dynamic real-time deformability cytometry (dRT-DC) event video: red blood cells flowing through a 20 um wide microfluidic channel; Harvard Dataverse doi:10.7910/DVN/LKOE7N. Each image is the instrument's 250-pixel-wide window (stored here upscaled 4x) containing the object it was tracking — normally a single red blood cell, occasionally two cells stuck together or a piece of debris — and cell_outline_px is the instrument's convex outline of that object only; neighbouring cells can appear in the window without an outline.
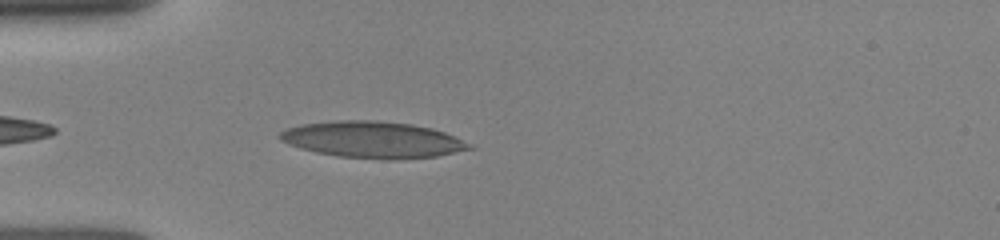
{"species": "human", "species_latin": "Homo sapiens", "temperature_condition": "room temperature", "stored_images_in_passage": 10, "camera_frame_rate_fps": 3000, "um_per_image_px": 0.085, "donor": {"sex": "female"}, "frame": {"image": 1, "passage_image": 7, "time_ms": 1.0, "image_size_px": [1000, 240], "cell_outline_px": [[476, 148], [436, 156], [392, 160], [384, 160], [340, 156], [316, 152], [300, 148], [288, 144], [280, 140], [276, 136], [280, 132], [288, 128], [300, 124], [336, 120], [376, 120], [412, 124], [432, 128], [444, 132], [472, 144]], "centroid_in_image_um": [31.68, 11.87], "position_along_channel_um": 53.3, "area_um2": 40.46}}